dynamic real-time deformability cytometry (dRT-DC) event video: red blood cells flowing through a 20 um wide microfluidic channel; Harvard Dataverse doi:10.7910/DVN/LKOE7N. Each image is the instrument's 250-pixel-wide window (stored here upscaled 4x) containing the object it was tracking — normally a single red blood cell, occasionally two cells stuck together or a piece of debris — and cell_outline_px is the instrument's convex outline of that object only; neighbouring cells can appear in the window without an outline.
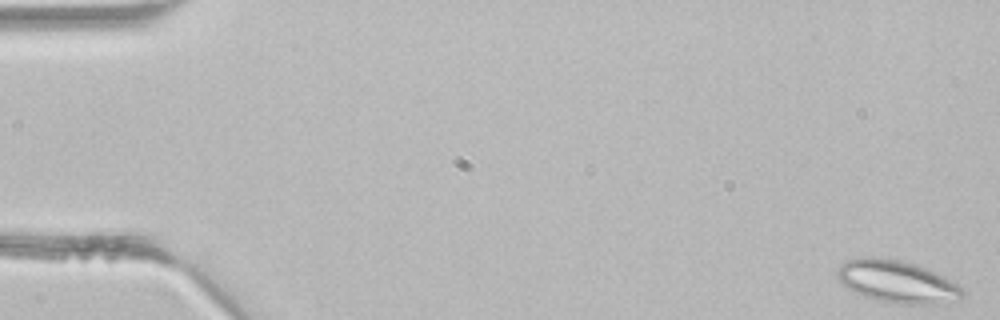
{"species": "common noctule bat (a hibernating species)", "species_latin": "Nyctalus noctula", "temperature_condition": "room temperature", "stored_images_in_passage": 45, "camera_frame_rate_fps": 3000, "um_per_image_px": 0.085, "animal": {"sex": "male", "body_mass_g": 21.5, "forearm_length_mm": 52.0}, "frame": {"image": 1, "passage_image": 1, "time_ms": 0.0, "image_size_px": [1000, 320], "cell_outline_px": [[964, 296], [936, 304], [896, 304], [876, 300], [864, 296], [848, 288], [836, 276], [836, 272], [840, 264], [848, 260], [864, 256], [872, 256], [900, 260], [928, 268], [944, 276], [956, 284], [964, 292]], "centroid_in_image_um": [76.21, 23.92], "position_along_channel_um": 8.8, "area_um2": 30.75}}
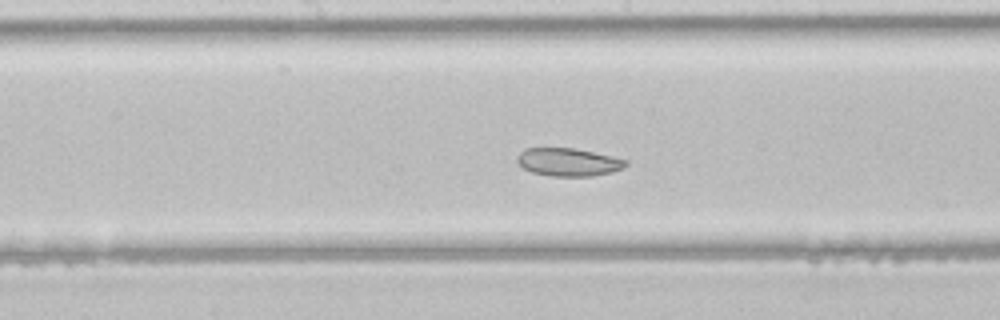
{"frame": {"image": 2, "passage_image": 23, "time_ms": 7.333, "image_size_px": [1000, 320], "cell_outline_px": [[628, 164], [624, 168], [612, 172], [592, 176], [552, 176], [532, 172], [524, 168], [516, 160], [516, 156], [524, 148], [572, 148], [592, 152], [628, 160]], "centroid_in_image_um": [48.31, 13.78], "position_along_channel_um": 199.9, "area_um2": 17.63}}
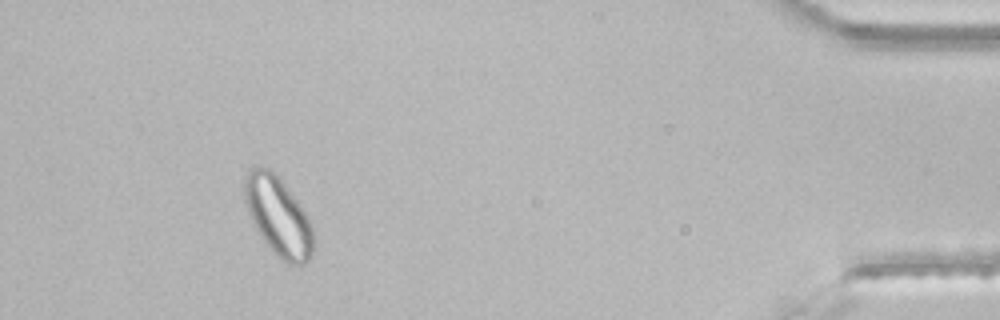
{"frame": {"image": 3, "passage_image": 41, "time_ms": 13.333, "image_size_px": [1000, 320], "cell_outline_px": [[316, 240], [312, 256], [304, 264], [288, 264], [264, 240], [256, 228], [248, 212], [244, 196], [244, 180], [248, 168], [268, 168], [280, 176], [308, 216]], "centroid_in_image_um": [23.69, 18.36], "position_along_channel_um": 411.5, "area_um2": 31.5}}